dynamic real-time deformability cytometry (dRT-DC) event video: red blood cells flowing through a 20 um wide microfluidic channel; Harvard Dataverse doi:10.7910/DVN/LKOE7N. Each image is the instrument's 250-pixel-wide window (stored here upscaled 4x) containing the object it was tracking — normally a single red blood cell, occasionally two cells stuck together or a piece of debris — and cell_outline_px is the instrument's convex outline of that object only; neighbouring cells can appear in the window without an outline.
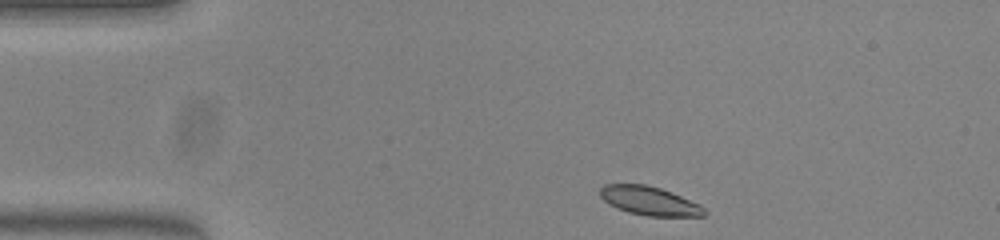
{"species": "common noctule bat (a hibernating species)", "species_latin": "Nyctalus noctula", "temperature_condition": "warm", "stored_images_in_passage": 45, "segment_of_instrument_passage": [1, 2], "camera_frame_rate_fps": 3000, "um_per_image_px": 0.085, "animal": {"sex": "female", "body_mass_g": 23.0, "forearm_length_mm": 53.4}, "frame": {"image": 1, "passage_image": 1, "time_ms": 0.0, "image_size_px": [1000, 240], "cell_outline_px": [[708, 212], [704, 216], [648, 216], [628, 212], [616, 208], [608, 204], [600, 196], [600, 188], [604, 184], [644, 184], [660, 188], [700, 204]], "centroid_in_image_um": [55.19, 17.08], "position_along_channel_um": 29.8, "area_um2": 17.46}}
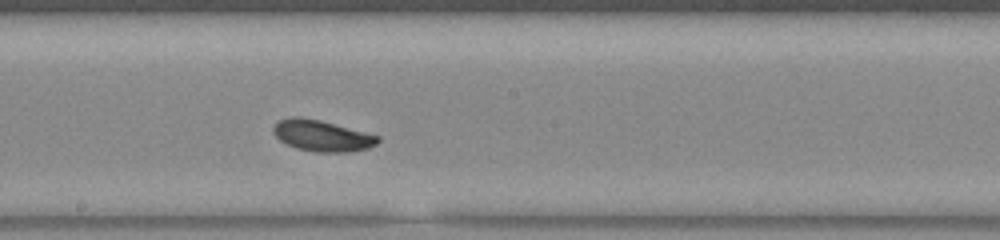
{"frame": {"image": 2, "passage_image": 20, "time_ms": 6.333, "image_size_px": [1000, 240], "cell_outline_px": [[380, 140], [376, 144], [368, 148], [348, 152], [312, 152], [296, 148], [280, 140], [272, 132], [272, 128], [280, 120], [292, 116], [300, 116], [320, 120], [380, 136]], "centroid_in_image_um": [27.36, 11.54], "position_along_channel_um": 220.8, "area_um2": 18.96}}
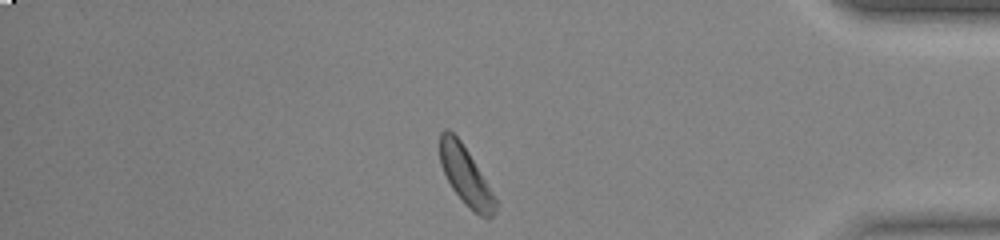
{"frame": {"image": 3, "passage_image": 36, "time_ms": 11.667, "image_size_px": [1000, 240], "cell_outline_px": [[496, 212], [488, 220], [480, 216], [452, 188], [440, 164], [440, 132], [444, 128], [448, 128], [460, 140], [468, 152], [492, 192], [496, 200]], "centroid_in_image_um": [39.56, 14.91], "position_along_channel_um": 395.6, "area_um2": 18.21}}